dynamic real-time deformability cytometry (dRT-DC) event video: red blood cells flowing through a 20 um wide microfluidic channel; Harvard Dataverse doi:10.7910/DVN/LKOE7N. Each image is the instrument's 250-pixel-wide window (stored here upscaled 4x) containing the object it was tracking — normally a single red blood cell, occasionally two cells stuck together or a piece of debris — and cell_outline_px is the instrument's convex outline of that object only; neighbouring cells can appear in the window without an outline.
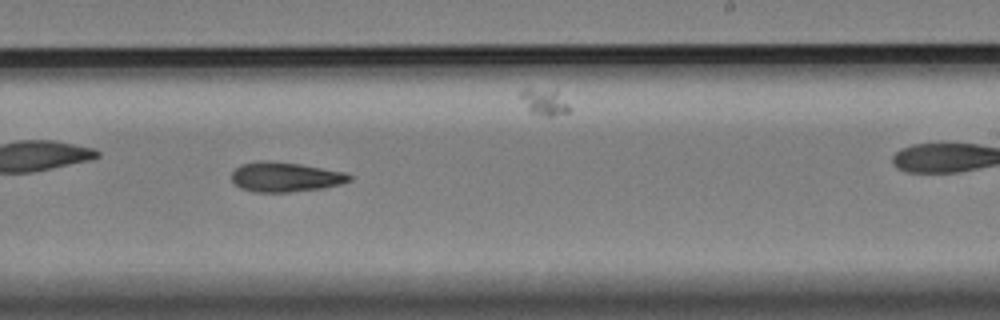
{"species": "Egyptian fruit bat (a non-hibernating species)", "species_latin": "Rousettus aegyptiacus", "temperature_condition": "cold", "stored_images_in_passage": 50, "camera_frame_rate_fps": 3000, "um_per_image_px": 0.085, "animal": {"sex": "female"}, "frame": {"image": 1, "passage_image": 36, "time_ms": 11.667, "image_size_px": [1000, 320], "cell_outline_px": [[352, 180], [340, 184], [324, 188], [288, 192], [252, 192], [240, 188], [232, 180], [232, 172], [240, 164], [260, 160], [268, 160], [300, 164], [348, 172], [352, 176]], "centroid_in_image_um": [24.27, 15.04], "position_along_channel_um": 264.7, "area_um2": 20.63}}